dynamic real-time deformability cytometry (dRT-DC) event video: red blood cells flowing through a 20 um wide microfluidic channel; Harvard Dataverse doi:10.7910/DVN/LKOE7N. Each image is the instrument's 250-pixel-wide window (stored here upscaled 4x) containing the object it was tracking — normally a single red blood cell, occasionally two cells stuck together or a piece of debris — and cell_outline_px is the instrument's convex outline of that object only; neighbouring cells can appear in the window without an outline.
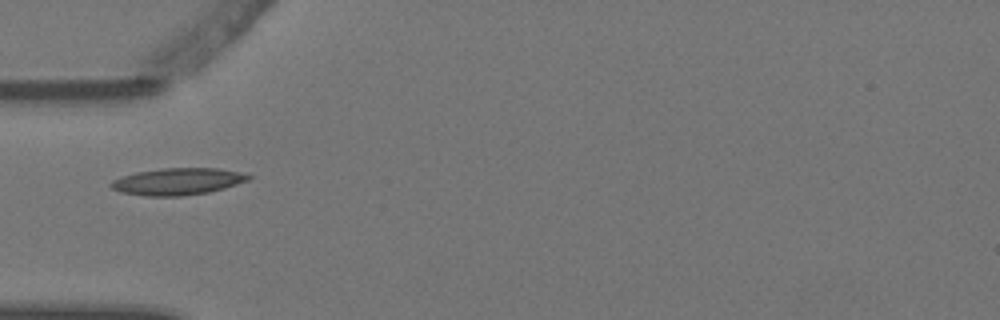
{"species": "Egyptian fruit bat (a non-hibernating species)", "species_latin": "Rousettus aegyptiacus", "temperature_condition": "warm", "stored_images_in_passage": 1, "camera_frame_rate_fps": 3000, "um_per_image_px": 0.085, "animal": {"sex": "female"}, "frame": {"image": 1, "passage_image": 1, "time_ms": 0.0, "image_size_px": [1000, 320], "cell_outline_px": [[252, 176], [248, 180], [224, 188], [208, 192], [180, 196], [144, 196], [120, 192], [112, 188], [108, 184], [112, 180], [120, 176], [136, 172], [164, 168], [216, 168], [240, 172]], "centroid_in_image_um": [15.04, 15.42], "position_along_channel_um": 70.0, "area_um2": 21.5}}